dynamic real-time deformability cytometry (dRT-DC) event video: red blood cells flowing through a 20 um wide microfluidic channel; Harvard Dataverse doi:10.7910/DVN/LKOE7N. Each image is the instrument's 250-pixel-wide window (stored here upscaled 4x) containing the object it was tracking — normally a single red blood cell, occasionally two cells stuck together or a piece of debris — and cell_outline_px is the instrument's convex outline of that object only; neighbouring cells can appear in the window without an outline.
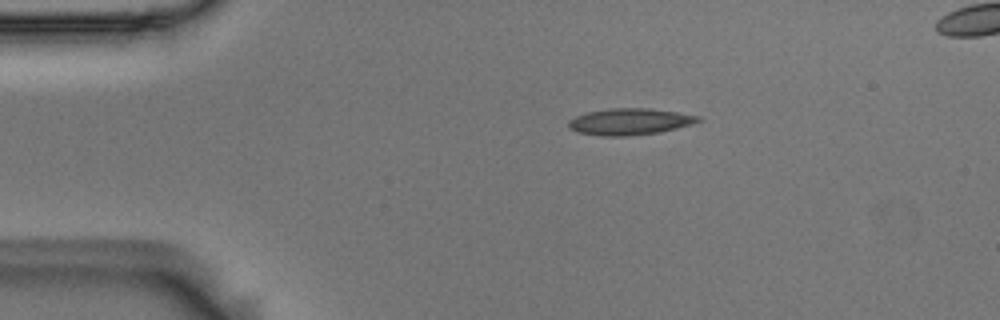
{"species": "Egyptian fruit bat (a non-hibernating species)", "species_latin": "Rousettus aegyptiacus", "temperature_condition": "room temperature", "stored_images_in_passage": 3, "camera_frame_rate_fps": 3000, "um_per_image_px": 0.085, "animal": {"sex": "male"}, "frame": {"image": 1, "passage_image": 1, "time_ms": 0.0, "image_size_px": [1000, 320], "cell_outline_px": [[704, 120], [692, 124], [660, 132], [628, 136], [600, 136], [576, 132], [568, 128], [568, 120], [576, 116], [588, 112], [608, 108], [652, 108], [700, 116]], "centroid_in_image_um": [53.52, 10.34], "position_along_channel_um": 31.5, "area_um2": 20.23}}